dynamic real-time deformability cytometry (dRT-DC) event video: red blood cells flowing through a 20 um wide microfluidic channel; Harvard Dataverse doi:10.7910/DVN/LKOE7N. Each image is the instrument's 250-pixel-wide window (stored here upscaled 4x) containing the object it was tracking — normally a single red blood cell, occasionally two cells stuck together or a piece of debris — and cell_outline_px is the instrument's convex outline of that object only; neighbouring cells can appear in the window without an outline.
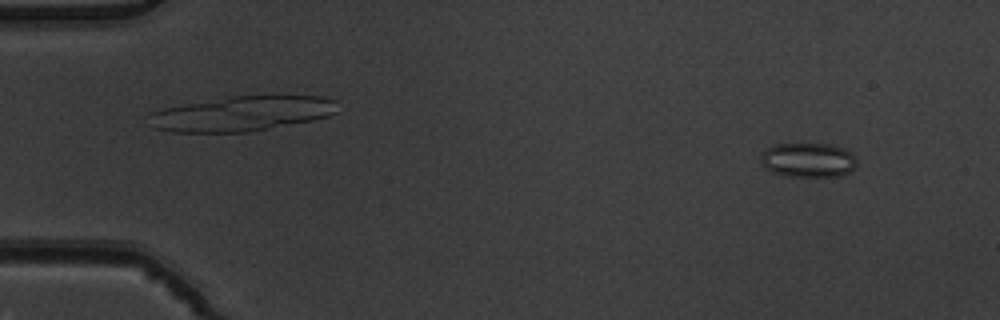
{"species": "common noctule bat (a hibernating species)", "species_latin": "Nyctalus noctula", "temperature_condition": "warm", "stored_images_in_passage": 5, "camera_frame_rate_fps": 3000, "um_per_image_px": 0.085, "animal": {"sex": "male", "body_mass_g": 19.5, "forearm_length_mm": 54.6}, "frame": {"image": 1, "passage_image": 1, "time_ms": 0.0, "image_size_px": [1000, 320], "cell_outline_px": [[856, 168], [840, 176], [784, 176], [772, 172], [764, 168], [760, 160], [760, 156], [768, 148], [776, 144], [832, 144], [844, 148], [852, 152], [856, 160]], "centroid_in_image_um": [68.7, 13.6], "position_along_channel_um": 16.3, "area_um2": 19.42}}
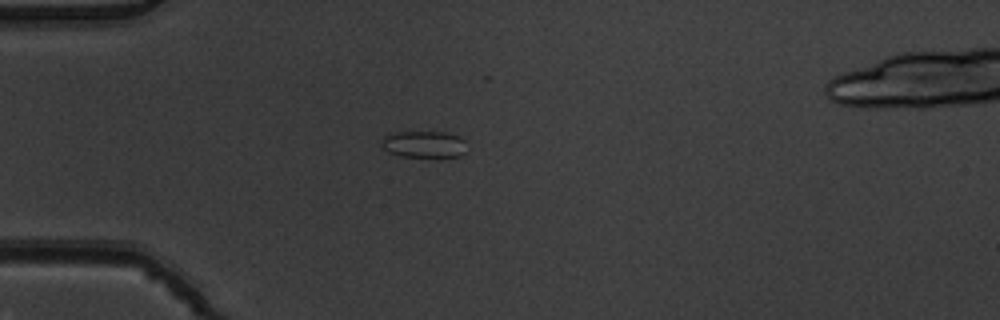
{"frame": {"image": 2, "passage_image": 4, "time_ms": 1.0, "image_size_px": [1000, 320], "cell_outline_px": [[464, 152], [460, 156], [400, 156], [388, 152], [380, 144], [380, 140], [384, 136], [396, 132], [444, 132], [456, 136], [464, 140]], "centroid_in_image_um": [35.97, 12.26], "position_along_channel_um": 49.0, "area_um2": 13.01}}